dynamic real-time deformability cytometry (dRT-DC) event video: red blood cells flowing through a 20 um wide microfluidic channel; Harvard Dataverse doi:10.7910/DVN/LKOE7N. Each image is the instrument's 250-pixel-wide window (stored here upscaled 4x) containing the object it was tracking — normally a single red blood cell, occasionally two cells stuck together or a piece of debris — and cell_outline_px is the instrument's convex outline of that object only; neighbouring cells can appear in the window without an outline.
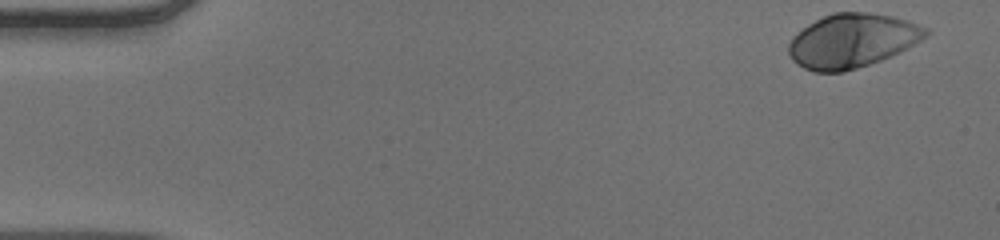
{"species": "human", "species_latin": "Homo sapiens", "temperature_condition": "warm", "stored_images_in_passage": 50, "camera_frame_rate_fps": 3000, "um_per_image_px": 0.085, "donor": {"sex": "male"}, "frame": {"image": 1, "passage_image": 1, "time_ms": 0.0, "image_size_px": [1000, 240], "cell_outline_px": [[932, 32], [928, 36], [880, 60], [844, 72], [812, 72], [796, 64], [792, 60], [788, 52], [788, 44], [792, 36], [808, 24], [832, 12], [868, 12], [892, 16], [908, 20], [928, 28]], "centroid_in_image_um": [72.4, 3.45], "position_along_channel_um": 12.6, "area_um2": 43.0}}
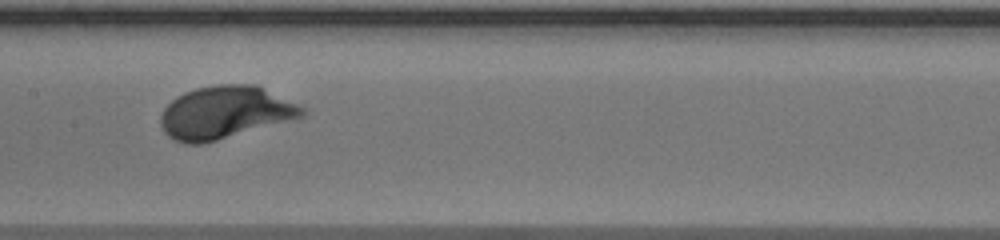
{"frame": {"image": 2, "passage_image": 25, "time_ms": 8.0, "image_size_px": [1000, 240], "cell_outline_px": [[308, 112], [304, 116], [296, 120], [200, 144], [184, 144], [168, 136], [164, 132], [160, 124], [160, 116], [164, 108], [176, 96], [184, 92], [196, 88], [216, 84], [256, 84], [304, 108]], "centroid_in_image_um": [19.14, 9.56], "position_along_channel_um": 188.3, "area_um2": 43.58}}
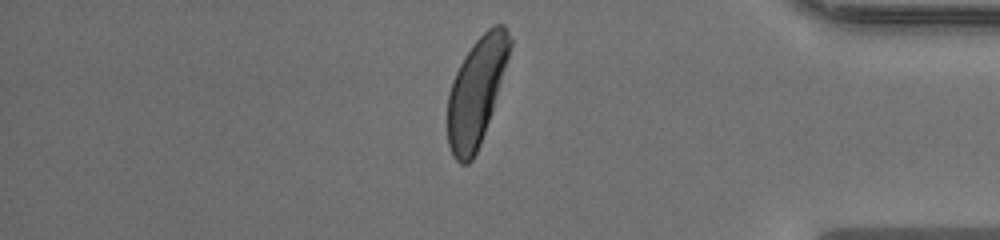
{"frame": {"image": 3, "passage_image": 43, "time_ms": 14.0, "image_size_px": [1000, 240], "cell_outline_px": [[512, 44], [492, 108], [480, 144], [472, 160], [468, 164], [460, 164], [452, 156], [448, 144], [448, 96], [452, 80], [464, 56], [472, 44], [492, 24], [504, 24], [512, 40]], "centroid_in_image_um": [40.47, 7.77], "position_along_channel_um": 394.7, "area_um2": 38.26}}